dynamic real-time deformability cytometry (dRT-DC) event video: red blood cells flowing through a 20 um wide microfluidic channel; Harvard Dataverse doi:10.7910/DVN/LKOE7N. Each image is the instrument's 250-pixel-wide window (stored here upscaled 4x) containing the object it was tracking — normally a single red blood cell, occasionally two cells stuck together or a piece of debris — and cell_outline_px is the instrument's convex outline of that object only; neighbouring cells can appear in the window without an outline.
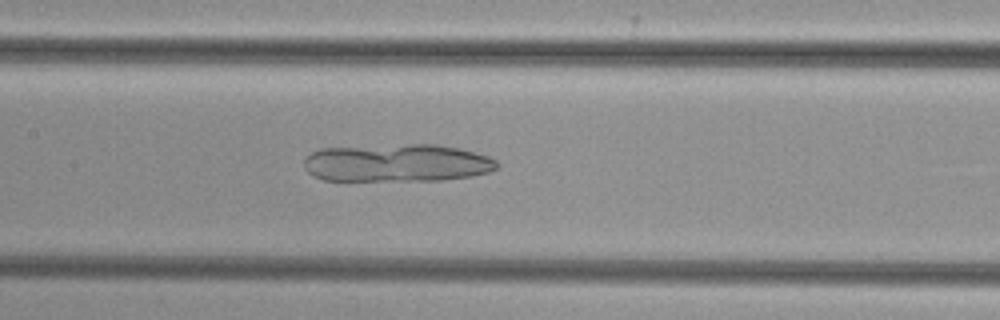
{"species": "common noctule bat (a hibernating species)", "species_latin": "Nyctalus noctula", "temperature_condition": "cold", "stored_images_in_passage": 34, "camera_frame_rate_fps": 3000, "um_per_image_px": 0.085, "animal": {"sex": "female", "body_mass_g": 29.2, "forearm_length_mm": 56.3}, "frame": {"image": 1, "passage_image": 17, "time_ms": 5.333, "image_size_px": [1000, 320], "cell_outline_px": [[500, 164], [496, 168], [488, 172], [472, 176], [444, 180], [324, 180], [312, 176], [304, 168], [304, 160], [312, 152], [320, 148], [412, 144], [436, 144], [460, 148], [476, 152], [488, 156], [496, 160]], "centroid_in_image_um": [33.76, 13.85], "position_along_channel_um": 173.6, "area_um2": 42.66}}
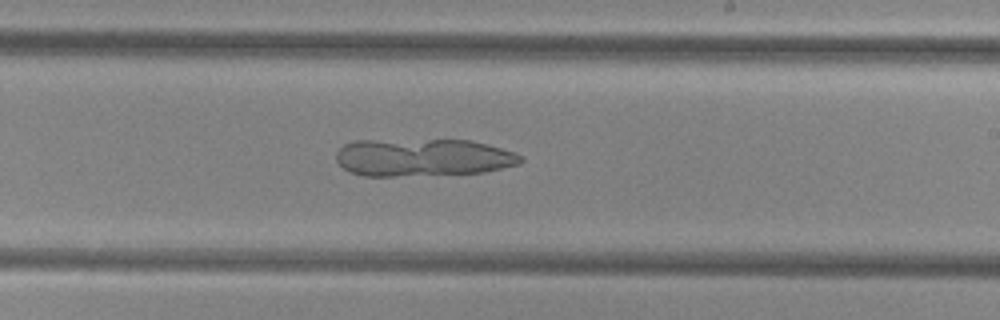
{"frame": {"image": 2, "passage_image": 23, "time_ms": 7.333, "image_size_px": [1000, 320], "cell_outline_px": [[524, 160], [520, 164], [484, 172], [392, 176], [364, 176], [348, 172], [336, 160], [336, 152], [344, 144], [356, 140], [468, 140], [500, 148], [524, 156]], "centroid_in_image_um": [35.91, 13.38], "position_along_channel_um": 253.1, "area_um2": 40.34}}
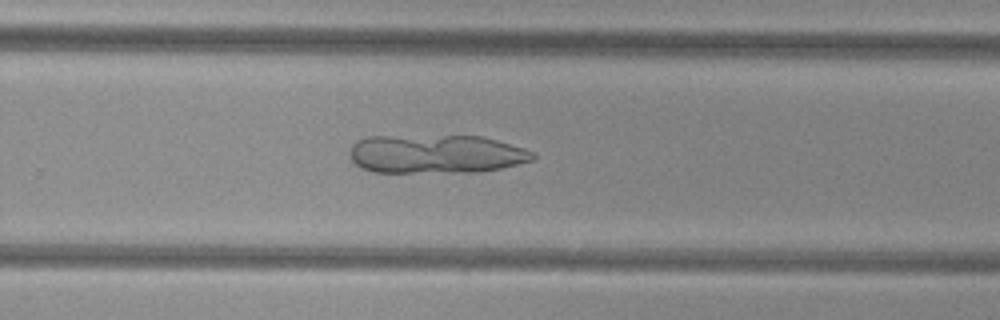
{"frame": {"image": 3, "passage_image": 26, "time_ms": 8.333, "image_size_px": [1000, 320], "cell_outline_px": [[536, 156], [532, 160], [500, 168], [480, 172], [372, 172], [360, 168], [352, 160], [348, 152], [352, 144], [356, 140], [368, 136], [484, 136], [524, 148], [532, 152]], "centroid_in_image_um": [37.01, 13.09], "position_along_channel_um": 292.8, "area_um2": 41.5}}